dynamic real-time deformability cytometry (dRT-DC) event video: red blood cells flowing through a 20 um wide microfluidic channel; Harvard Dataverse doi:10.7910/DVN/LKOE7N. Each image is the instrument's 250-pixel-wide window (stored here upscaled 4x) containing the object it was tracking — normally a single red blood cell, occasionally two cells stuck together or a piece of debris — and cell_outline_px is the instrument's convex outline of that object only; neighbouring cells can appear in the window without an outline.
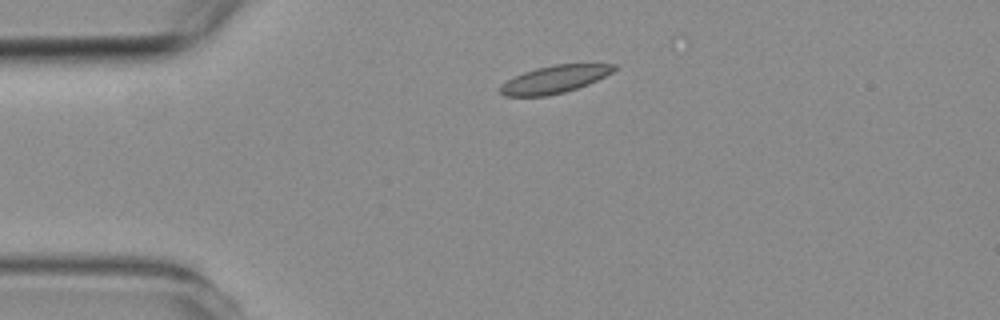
{"species": "common noctule bat (a hibernating species)", "species_latin": "Nyctalus noctula", "temperature_condition": "room temperature", "stored_images_in_passage": 2, "camera_frame_rate_fps": 3000, "um_per_image_px": 0.085, "animal": {"sex": "female", "body_mass_g": 19.3, "forearm_length_mm": 54.1}, "frame": {"image": 1, "passage_image": 1, "time_ms": 0.0, "image_size_px": [1000, 320], "cell_outline_px": [[616, 68], [612, 72], [588, 84], [564, 92], [548, 96], [504, 96], [500, 92], [500, 84], [524, 72], [536, 68], [556, 64], [616, 64]], "centroid_in_image_um": [47.12, 6.74], "position_along_channel_um": 37.9, "area_um2": 18.03}}